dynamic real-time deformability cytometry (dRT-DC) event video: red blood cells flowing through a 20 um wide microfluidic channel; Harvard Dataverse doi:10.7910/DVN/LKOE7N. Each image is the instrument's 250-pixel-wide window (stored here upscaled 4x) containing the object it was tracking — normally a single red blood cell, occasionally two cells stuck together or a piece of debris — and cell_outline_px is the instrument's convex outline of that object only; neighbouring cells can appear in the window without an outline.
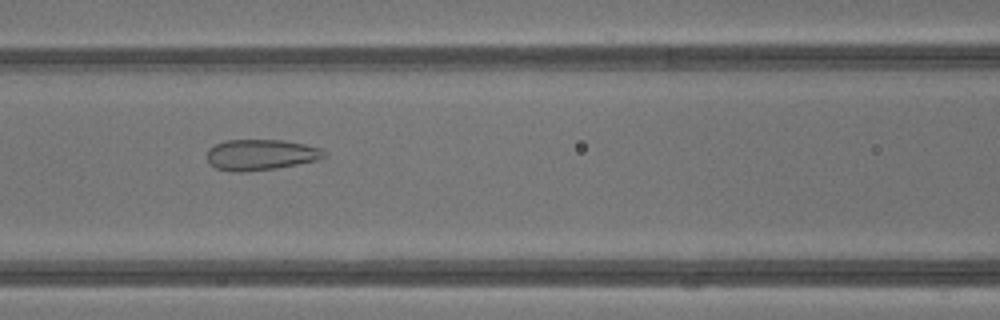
{"species": "common noctule bat (a hibernating species)", "species_latin": "Nyctalus noctula", "temperature_condition": "warm", "stored_images_in_passage": 37, "camera_frame_rate_fps": 3000, "um_per_image_px": 0.085, "animal": {"sex": "male", "body_mass_g": 13.3}, "frame": {"image": 1, "passage_image": 13, "time_ms": 4.0, "image_size_px": [1000, 320], "cell_outline_px": [[328, 152], [324, 156], [316, 160], [276, 168], [244, 172], [236, 172], [216, 168], [208, 164], [208, 148], [224, 140], [284, 140], [304, 144], [320, 148]], "centroid_in_image_um": [22.14, 13.15], "position_along_channel_um": 144.5, "area_um2": 20.98}}
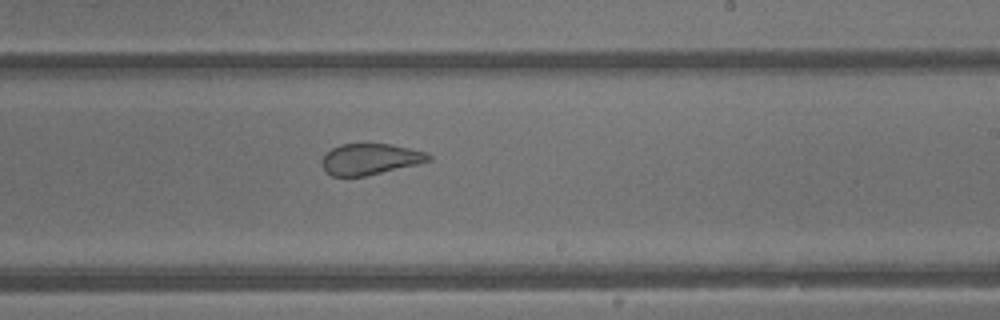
{"frame": {"image": 2, "passage_image": 20, "time_ms": 6.333, "image_size_px": [1000, 320], "cell_outline_px": [[432, 160], [416, 164], [364, 176], [332, 176], [324, 172], [320, 160], [332, 148], [340, 144], [388, 144], [428, 152], [432, 156]], "centroid_in_image_um": [31.43, 13.52], "position_along_channel_um": 257.6, "area_um2": 19.19}}
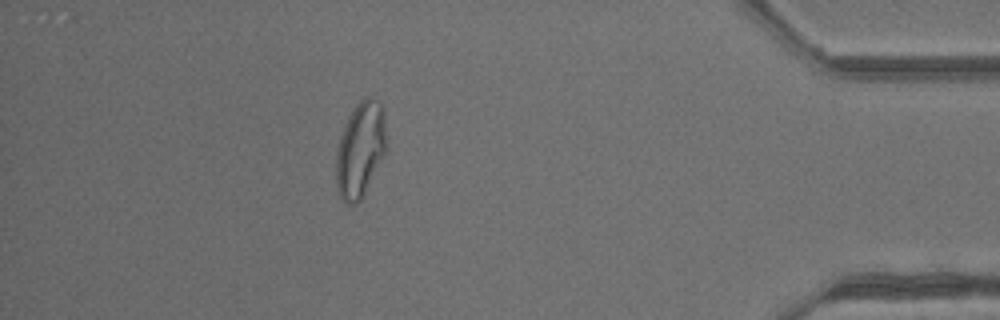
{"frame": {"image": 3, "passage_image": 32, "time_ms": 10.333, "image_size_px": [1000, 320], "cell_outline_px": [[388, 148], [360, 200], [356, 204], [348, 204], [340, 196], [336, 188], [336, 152], [340, 136], [344, 124], [352, 108], [364, 96], [368, 96], [380, 100], [384, 108]], "centroid_in_image_um": [30.65, 12.64], "position_along_channel_um": 404.6, "area_um2": 28.5}, "authors_computed_cell_mechanics": {"area_um2": 25.143, "velocity_mm_per_s": 4.8554, "shape_relaxation_time_tau1_ms": null, "shape_relaxation_time_tau2_ms": 0.8926, "deformation_change_tau1": null, "deformation_change_tau2": 0.0886}}